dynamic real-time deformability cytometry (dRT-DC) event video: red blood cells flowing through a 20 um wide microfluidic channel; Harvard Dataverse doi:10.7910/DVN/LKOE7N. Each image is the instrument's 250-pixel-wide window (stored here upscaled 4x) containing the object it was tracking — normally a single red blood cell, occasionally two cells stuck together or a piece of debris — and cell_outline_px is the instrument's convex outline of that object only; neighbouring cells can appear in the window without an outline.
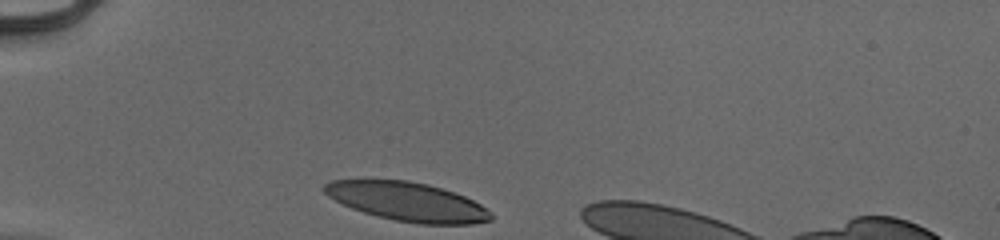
{"species": "human", "species_latin": "Homo sapiens", "temperature_condition": "cold", "stored_images_in_passage": 30, "camera_frame_rate_fps": 3000, "um_per_image_px": 0.085, "donor": {"sex": "male"}, "frame": {"image": 1, "passage_image": 1, "time_ms": 0.0, "image_size_px": [1000, 240], "cell_outline_px": [[492, 220], [472, 224], [416, 224], [396, 220], [364, 212], [352, 208], [328, 196], [324, 192], [324, 184], [332, 180], [408, 180], [428, 184], [464, 196], [480, 204], [492, 216]], "centroid_in_image_um": [34.62, 17.14], "position_along_channel_um": 50.4, "area_um2": 37.17}}
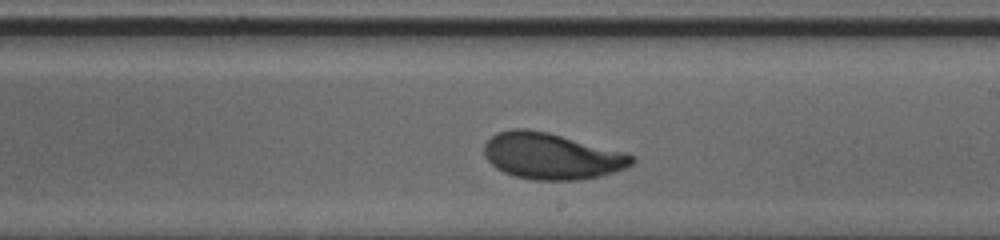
{"frame": {"image": 2, "passage_image": 18, "time_ms": 5.667, "image_size_px": [1000, 240], "cell_outline_px": [[636, 160], [632, 164], [616, 172], [604, 176], [580, 180], [532, 180], [516, 176], [504, 172], [496, 168], [484, 156], [484, 144], [496, 132], [512, 128], [528, 128], [548, 132], [624, 152], [636, 156]], "centroid_in_image_um": [46.89, 13.27], "position_along_channel_um": 242.1, "area_um2": 40.11}}
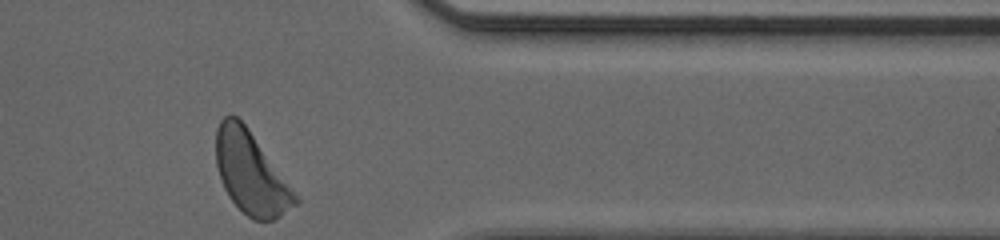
{"frame": {"image": 3, "passage_image": 30, "time_ms": 9.667, "image_size_px": [1000, 240], "cell_outline_px": [[300, 204], [280, 216], [272, 220], [252, 220], [228, 196], [224, 188], [216, 164], [216, 128], [220, 120], [224, 116], [236, 116], [248, 128], [300, 200]], "centroid_in_image_um": [21.32, 14.72], "position_along_channel_um": 390.1, "area_um2": 37.28}, "authors_computed_cell_mechanics": {"area_um2": 39.2462, "velocity_mm_per_s": 3.9156, "shape_relaxation_time_tau1_ms": 2.8905, "shape_relaxation_time_tau2_ms": 1.5775, "deformation_change_tau1": 0.1624, "deformation_change_tau2": 0.0782}}